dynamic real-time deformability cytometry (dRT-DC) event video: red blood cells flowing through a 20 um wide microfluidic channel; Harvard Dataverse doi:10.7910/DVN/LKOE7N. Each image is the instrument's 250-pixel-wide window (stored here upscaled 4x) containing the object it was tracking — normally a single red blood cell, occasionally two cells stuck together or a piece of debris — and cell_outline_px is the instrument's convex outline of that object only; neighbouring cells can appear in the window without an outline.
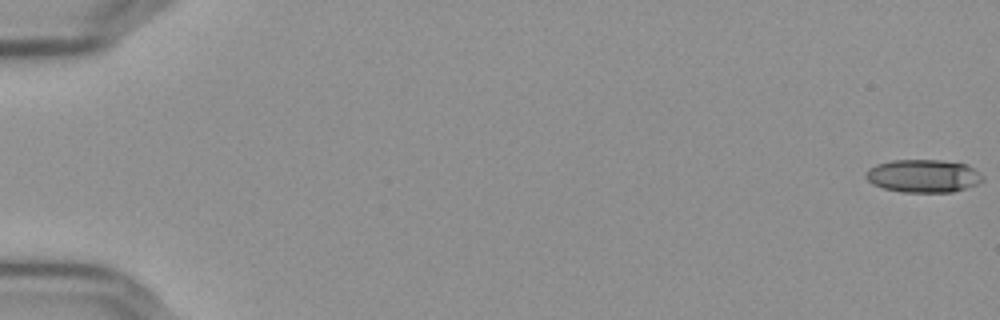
{"species": "Egyptian fruit bat (a non-hibernating species)", "species_latin": "Rousettus aegyptiacus", "temperature_condition": "cold", "stored_images_in_passage": 9, "camera_frame_rate_fps": 3000, "um_per_image_px": 0.085, "frame": {"image": 1, "passage_image": 1, "time_ms": 0.0, "image_size_px": [1000, 320], "cell_outline_px": [[984, 180], [976, 184], [952, 192], [900, 192], [884, 188], [872, 184], [864, 176], [864, 172], [868, 168], [876, 164], [892, 160], [940, 160], [968, 164], [984, 176]], "centroid_in_image_um": [78.45, 14.95], "position_along_channel_um": 6.5, "area_um2": 22.6}}